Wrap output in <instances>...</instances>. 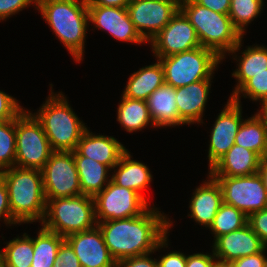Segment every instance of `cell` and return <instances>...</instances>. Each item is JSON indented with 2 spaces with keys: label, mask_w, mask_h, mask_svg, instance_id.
I'll list each match as a JSON object with an SVG mask.
<instances>
[{
  "label": "cell",
  "mask_w": 267,
  "mask_h": 267,
  "mask_svg": "<svg viewBox=\"0 0 267 267\" xmlns=\"http://www.w3.org/2000/svg\"><path fill=\"white\" fill-rule=\"evenodd\" d=\"M213 244L214 256L225 262L256 254L266 247L248 223L240 229L218 237Z\"/></svg>",
  "instance_id": "cell-17"
},
{
  "label": "cell",
  "mask_w": 267,
  "mask_h": 267,
  "mask_svg": "<svg viewBox=\"0 0 267 267\" xmlns=\"http://www.w3.org/2000/svg\"><path fill=\"white\" fill-rule=\"evenodd\" d=\"M157 209L154 206L139 216L97 223L115 261L168 247L167 234L172 222Z\"/></svg>",
  "instance_id": "cell-1"
},
{
  "label": "cell",
  "mask_w": 267,
  "mask_h": 267,
  "mask_svg": "<svg viewBox=\"0 0 267 267\" xmlns=\"http://www.w3.org/2000/svg\"><path fill=\"white\" fill-rule=\"evenodd\" d=\"M235 144L254 151L262 159L267 156V131L256 114L243 120L235 137Z\"/></svg>",
  "instance_id": "cell-28"
},
{
  "label": "cell",
  "mask_w": 267,
  "mask_h": 267,
  "mask_svg": "<svg viewBox=\"0 0 267 267\" xmlns=\"http://www.w3.org/2000/svg\"><path fill=\"white\" fill-rule=\"evenodd\" d=\"M197 4L221 14H229L231 0H194Z\"/></svg>",
  "instance_id": "cell-44"
},
{
  "label": "cell",
  "mask_w": 267,
  "mask_h": 267,
  "mask_svg": "<svg viewBox=\"0 0 267 267\" xmlns=\"http://www.w3.org/2000/svg\"><path fill=\"white\" fill-rule=\"evenodd\" d=\"M35 8L74 60L81 62L89 27L87 0H37Z\"/></svg>",
  "instance_id": "cell-2"
},
{
  "label": "cell",
  "mask_w": 267,
  "mask_h": 267,
  "mask_svg": "<svg viewBox=\"0 0 267 267\" xmlns=\"http://www.w3.org/2000/svg\"><path fill=\"white\" fill-rule=\"evenodd\" d=\"M23 110L18 100L0 90V120L15 119Z\"/></svg>",
  "instance_id": "cell-35"
},
{
  "label": "cell",
  "mask_w": 267,
  "mask_h": 267,
  "mask_svg": "<svg viewBox=\"0 0 267 267\" xmlns=\"http://www.w3.org/2000/svg\"><path fill=\"white\" fill-rule=\"evenodd\" d=\"M248 217L234 206L222 203L209 229L214 234V240L232 231L244 227Z\"/></svg>",
  "instance_id": "cell-30"
},
{
  "label": "cell",
  "mask_w": 267,
  "mask_h": 267,
  "mask_svg": "<svg viewBox=\"0 0 267 267\" xmlns=\"http://www.w3.org/2000/svg\"><path fill=\"white\" fill-rule=\"evenodd\" d=\"M210 88L211 80L196 81L184 87L176 88V105L179 117L187 125L203 122V112Z\"/></svg>",
  "instance_id": "cell-20"
},
{
  "label": "cell",
  "mask_w": 267,
  "mask_h": 267,
  "mask_svg": "<svg viewBox=\"0 0 267 267\" xmlns=\"http://www.w3.org/2000/svg\"><path fill=\"white\" fill-rule=\"evenodd\" d=\"M260 103H262V108L256 113V115L261 119L267 131V100Z\"/></svg>",
  "instance_id": "cell-47"
},
{
  "label": "cell",
  "mask_w": 267,
  "mask_h": 267,
  "mask_svg": "<svg viewBox=\"0 0 267 267\" xmlns=\"http://www.w3.org/2000/svg\"><path fill=\"white\" fill-rule=\"evenodd\" d=\"M0 173L7 187L12 217L19 224L42 222L47 200L41 170L13 166Z\"/></svg>",
  "instance_id": "cell-4"
},
{
  "label": "cell",
  "mask_w": 267,
  "mask_h": 267,
  "mask_svg": "<svg viewBox=\"0 0 267 267\" xmlns=\"http://www.w3.org/2000/svg\"><path fill=\"white\" fill-rule=\"evenodd\" d=\"M0 267H5L4 265V254L3 251L0 250Z\"/></svg>",
  "instance_id": "cell-49"
},
{
  "label": "cell",
  "mask_w": 267,
  "mask_h": 267,
  "mask_svg": "<svg viewBox=\"0 0 267 267\" xmlns=\"http://www.w3.org/2000/svg\"><path fill=\"white\" fill-rule=\"evenodd\" d=\"M220 185L223 202L234 206L247 217L267 208V191L259 173L240 176H211Z\"/></svg>",
  "instance_id": "cell-9"
},
{
  "label": "cell",
  "mask_w": 267,
  "mask_h": 267,
  "mask_svg": "<svg viewBox=\"0 0 267 267\" xmlns=\"http://www.w3.org/2000/svg\"><path fill=\"white\" fill-rule=\"evenodd\" d=\"M118 104L117 121L129 133L142 130L147 125L155 126L151 120L145 100L130 99L122 96Z\"/></svg>",
  "instance_id": "cell-26"
},
{
  "label": "cell",
  "mask_w": 267,
  "mask_h": 267,
  "mask_svg": "<svg viewBox=\"0 0 267 267\" xmlns=\"http://www.w3.org/2000/svg\"><path fill=\"white\" fill-rule=\"evenodd\" d=\"M93 199L97 223L139 216L150 208L147 200L140 194L132 189L120 187L112 181Z\"/></svg>",
  "instance_id": "cell-10"
},
{
  "label": "cell",
  "mask_w": 267,
  "mask_h": 267,
  "mask_svg": "<svg viewBox=\"0 0 267 267\" xmlns=\"http://www.w3.org/2000/svg\"><path fill=\"white\" fill-rule=\"evenodd\" d=\"M51 93L37 113L39 121L53 151H74L87 127L69 106L66 97Z\"/></svg>",
  "instance_id": "cell-5"
},
{
  "label": "cell",
  "mask_w": 267,
  "mask_h": 267,
  "mask_svg": "<svg viewBox=\"0 0 267 267\" xmlns=\"http://www.w3.org/2000/svg\"><path fill=\"white\" fill-rule=\"evenodd\" d=\"M36 6L37 0H0V20H5L11 15L33 4Z\"/></svg>",
  "instance_id": "cell-38"
},
{
  "label": "cell",
  "mask_w": 267,
  "mask_h": 267,
  "mask_svg": "<svg viewBox=\"0 0 267 267\" xmlns=\"http://www.w3.org/2000/svg\"><path fill=\"white\" fill-rule=\"evenodd\" d=\"M151 120L155 127L186 124L178 113L176 88L164 83L155 89L146 100Z\"/></svg>",
  "instance_id": "cell-22"
},
{
  "label": "cell",
  "mask_w": 267,
  "mask_h": 267,
  "mask_svg": "<svg viewBox=\"0 0 267 267\" xmlns=\"http://www.w3.org/2000/svg\"><path fill=\"white\" fill-rule=\"evenodd\" d=\"M214 267H233V265L231 262H225L217 259Z\"/></svg>",
  "instance_id": "cell-48"
},
{
  "label": "cell",
  "mask_w": 267,
  "mask_h": 267,
  "mask_svg": "<svg viewBox=\"0 0 267 267\" xmlns=\"http://www.w3.org/2000/svg\"><path fill=\"white\" fill-rule=\"evenodd\" d=\"M258 173L261 175L267 191V156L261 160Z\"/></svg>",
  "instance_id": "cell-46"
},
{
  "label": "cell",
  "mask_w": 267,
  "mask_h": 267,
  "mask_svg": "<svg viewBox=\"0 0 267 267\" xmlns=\"http://www.w3.org/2000/svg\"><path fill=\"white\" fill-rule=\"evenodd\" d=\"M73 157L82 194L94 197L111 181V179H108L110 177L108 176L110 168L89 157L81 156L76 150L73 151Z\"/></svg>",
  "instance_id": "cell-24"
},
{
  "label": "cell",
  "mask_w": 267,
  "mask_h": 267,
  "mask_svg": "<svg viewBox=\"0 0 267 267\" xmlns=\"http://www.w3.org/2000/svg\"><path fill=\"white\" fill-rule=\"evenodd\" d=\"M81 156L89 157L113 170L126 147L113 136L96 135L86 129L75 149Z\"/></svg>",
  "instance_id": "cell-18"
},
{
  "label": "cell",
  "mask_w": 267,
  "mask_h": 267,
  "mask_svg": "<svg viewBox=\"0 0 267 267\" xmlns=\"http://www.w3.org/2000/svg\"><path fill=\"white\" fill-rule=\"evenodd\" d=\"M3 250L5 267H31L33 260V238L26 233L15 237Z\"/></svg>",
  "instance_id": "cell-31"
},
{
  "label": "cell",
  "mask_w": 267,
  "mask_h": 267,
  "mask_svg": "<svg viewBox=\"0 0 267 267\" xmlns=\"http://www.w3.org/2000/svg\"><path fill=\"white\" fill-rule=\"evenodd\" d=\"M266 250L267 247H265L261 252L241 257L232 261L231 263L233 267H264V263L266 261Z\"/></svg>",
  "instance_id": "cell-41"
},
{
  "label": "cell",
  "mask_w": 267,
  "mask_h": 267,
  "mask_svg": "<svg viewBox=\"0 0 267 267\" xmlns=\"http://www.w3.org/2000/svg\"><path fill=\"white\" fill-rule=\"evenodd\" d=\"M41 172L46 199L82 194L73 151H53Z\"/></svg>",
  "instance_id": "cell-11"
},
{
  "label": "cell",
  "mask_w": 267,
  "mask_h": 267,
  "mask_svg": "<svg viewBox=\"0 0 267 267\" xmlns=\"http://www.w3.org/2000/svg\"><path fill=\"white\" fill-rule=\"evenodd\" d=\"M180 10L195 28L202 47L214 51L221 59L226 53L233 55L240 50L243 35L228 14L210 10L194 0H180Z\"/></svg>",
  "instance_id": "cell-3"
},
{
  "label": "cell",
  "mask_w": 267,
  "mask_h": 267,
  "mask_svg": "<svg viewBox=\"0 0 267 267\" xmlns=\"http://www.w3.org/2000/svg\"><path fill=\"white\" fill-rule=\"evenodd\" d=\"M15 119L0 120V171L15 166Z\"/></svg>",
  "instance_id": "cell-33"
},
{
  "label": "cell",
  "mask_w": 267,
  "mask_h": 267,
  "mask_svg": "<svg viewBox=\"0 0 267 267\" xmlns=\"http://www.w3.org/2000/svg\"><path fill=\"white\" fill-rule=\"evenodd\" d=\"M157 59L163 67L165 83L174 88L213 79L217 65L223 60L214 51L202 46Z\"/></svg>",
  "instance_id": "cell-7"
},
{
  "label": "cell",
  "mask_w": 267,
  "mask_h": 267,
  "mask_svg": "<svg viewBox=\"0 0 267 267\" xmlns=\"http://www.w3.org/2000/svg\"><path fill=\"white\" fill-rule=\"evenodd\" d=\"M151 253L116 261L115 267H158L157 259L149 257Z\"/></svg>",
  "instance_id": "cell-40"
},
{
  "label": "cell",
  "mask_w": 267,
  "mask_h": 267,
  "mask_svg": "<svg viewBox=\"0 0 267 267\" xmlns=\"http://www.w3.org/2000/svg\"><path fill=\"white\" fill-rule=\"evenodd\" d=\"M165 83L161 62L142 67L130 75L122 96L130 99L147 100L149 95Z\"/></svg>",
  "instance_id": "cell-25"
},
{
  "label": "cell",
  "mask_w": 267,
  "mask_h": 267,
  "mask_svg": "<svg viewBox=\"0 0 267 267\" xmlns=\"http://www.w3.org/2000/svg\"><path fill=\"white\" fill-rule=\"evenodd\" d=\"M243 94L244 98H251L252 101L267 100V73L255 74L248 79L230 98L240 103L239 95Z\"/></svg>",
  "instance_id": "cell-34"
},
{
  "label": "cell",
  "mask_w": 267,
  "mask_h": 267,
  "mask_svg": "<svg viewBox=\"0 0 267 267\" xmlns=\"http://www.w3.org/2000/svg\"><path fill=\"white\" fill-rule=\"evenodd\" d=\"M241 104L230 97L219 113L210 135L209 169L235 144V137L243 122Z\"/></svg>",
  "instance_id": "cell-14"
},
{
  "label": "cell",
  "mask_w": 267,
  "mask_h": 267,
  "mask_svg": "<svg viewBox=\"0 0 267 267\" xmlns=\"http://www.w3.org/2000/svg\"><path fill=\"white\" fill-rule=\"evenodd\" d=\"M131 0H87L88 6L127 7Z\"/></svg>",
  "instance_id": "cell-45"
},
{
  "label": "cell",
  "mask_w": 267,
  "mask_h": 267,
  "mask_svg": "<svg viewBox=\"0 0 267 267\" xmlns=\"http://www.w3.org/2000/svg\"><path fill=\"white\" fill-rule=\"evenodd\" d=\"M46 200V211L41 222L43 228L66 238L97 226L92 196L80 194Z\"/></svg>",
  "instance_id": "cell-6"
},
{
  "label": "cell",
  "mask_w": 267,
  "mask_h": 267,
  "mask_svg": "<svg viewBox=\"0 0 267 267\" xmlns=\"http://www.w3.org/2000/svg\"><path fill=\"white\" fill-rule=\"evenodd\" d=\"M262 158L234 144L209 170V176L240 177L258 173Z\"/></svg>",
  "instance_id": "cell-19"
},
{
  "label": "cell",
  "mask_w": 267,
  "mask_h": 267,
  "mask_svg": "<svg viewBox=\"0 0 267 267\" xmlns=\"http://www.w3.org/2000/svg\"><path fill=\"white\" fill-rule=\"evenodd\" d=\"M15 166L41 170L53 150L39 121L33 113L23 110L15 118Z\"/></svg>",
  "instance_id": "cell-8"
},
{
  "label": "cell",
  "mask_w": 267,
  "mask_h": 267,
  "mask_svg": "<svg viewBox=\"0 0 267 267\" xmlns=\"http://www.w3.org/2000/svg\"><path fill=\"white\" fill-rule=\"evenodd\" d=\"M0 218L4 219L6 225L19 224L12 217L7 187L1 173H0Z\"/></svg>",
  "instance_id": "cell-39"
},
{
  "label": "cell",
  "mask_w": 267,
  "mask_h": 267,
  "mask_svg": "<svg viewBox=\"0 0 267 267\" xmlns=\"http://www.w3.org/2000/svg\"><path fill=\"white\" fill-rule=\"evenodd\" d=\"M239 57L238 69H236L232 76H234L238 83L232 91L231 96L251 77L255 74L267 73V48L264 46H248L246 50L241 52Z\"/></svg>",
  "instance_id": "cell-27"
},
{
  "label": "cell",
  "mask_w": 267,
  "mask_h": 267,
  "mask_svg": "<svg viewBox=\"0 0 267 267\" xmlns=\"http://www.w3.org/2000/svg\"><path fill=\"white\" fill-rule=\"evenodd\" d=\"M53 267H82L70 244L64 240L58 248Z\"/></svg>",
  "instance_id": "cell-36"
},
{
  "label": "cell",
  "mask_w": 267,
  "mask_h": 267,
  "mask_svg": "<svg viewBox=\"0 0 267 267\" xmlns=\"http://www.w3.org/2000/svg\"><path fill=\"white\" fill-rule=\"evenodd\" d=\"M82 267H115L116 261L107 248L98 226L65 238Z\"/></svg>",
  "instance_id": "cell-16"
},
{
  "label": "cell",
  "mask_w": 267,
  "mask_h": 267,
  "mask_svg": "<svg viewBox=\"0 0 267 267\" xmlns=\"http://www.w3.org/2000/svg\"><path fill=\"white\" fill-rule=\"evenodd\" d=\"M263 5V0H231L228 15L242 35H244L245 26L261 14Z\"/></svg>",
  "instance_id": "cell-32"
},
{
  "label": "cell",
  "mask_w": 267,
  "mask_h": 267,
  "mask_svg": "<svg viewBox=\"0 0 267 267\" xmlns=\"http://www.w3.org/2000/svg\"><path fill=\"white\" fill-rule=\"evenodd\" d=\"M156 58L171 56L201 46L195 28L179 9L169 23L151 39Z\"/></svg>",
  "instance_id": "cell-13"
},
{
  "label": "cell",
  "mask_w": 267,
  "mask_h": 267,
  "mask_svg": "<svg viewBox=\"0 0 267 267\" xmlns=\"http://www.w3.org/2000/svg\"><path fill=\"white\" fill-rule=\"evenodd\" d=\"M180 9V0H131L127 10L140 36L151 41Z\"/></svg>",
  "instance_id": "cell-12"
},
{
  "label": "cell",
  "mask_w": 267,
  "mask_h": 267,
  "mask_svg": "<svg viewBox=\"0 0 267 267\" xmlns=\"http://www.w3.org/2000/svg\"><path fill=\"white\" fill-rule=\"evenodd\" d=\"M131 157L127 150L114 166L113 170L117 169H115L110 179L120 187L134 190L146 200L142 192L150 185L152 175L147 165L132 160Z\"/></svg>",
  "instance_id": "cell-23"
},
{
  "label": "cell",
  "mask_w": 267,
  "mask_h": 267,
  "mask_svg": "<svg viewBox=\"0 0 267 267\" xmlns=\"http://www.w3.org/2000/svg\"><path fill=\"white\" fill-rule=\"evenodd\" d=\"M37 235V238H33L34 255L31 267H53L58 248L65 238L43 227Z\"/></svg>",
  "instance_id": "cell-29"
},
{
  "label": "cell",
  "mask_w": 267,
  "mask_h": 267,
  "mask_svg": "<svg viewBox=\"0 0 267 267\" xmlns=\"http://www.w3.org/2000/svg\"><path fill=\"white\" fill-rule=\"evenodd\" d=\"M264 267H267V258H266V261L264 263Z\"/></svg>",
  "instance_id": "cell-50"
},
{
  "label": "cell",
  "mask_w": 267,
  "mask_h": 267,
  "mask_svg": "<svg viewBox=\"0 0 267 267\" xmlns=\"http://www.w3.org/2000/svg\"><path fill=\"white\" fill-rule=\"evenodd\" d=\"M216 257L212 254L194 253L187 256L186 267H214Z\"/></svg>",
  "instance_id": "cell-42"
},
{
  "label": "cell",
  "mask_w": 267,
  "mask_h": 267,
  "mask_svg": "<svg viewBox=\"0 0 267 267\" xmlns=\"http://www.w3.org/2000/svg\"><path fill=\"white\" fill-rule=\"evenodd\" d=\"M198 186L193 192L190 201V212L188 216L196 221V223L208 227L212 224L221 204L223 203L222 191L219 183L211 176Z\"/></svg>",
  "instance_id": "cell-21"
},
{
  "label": "cell",
  "mask_w": 267,
  "mask_h": 267,
  "mask_svg": "<svg viewBox=\"0 0 267 267\" xmlns=\"http://www.w3.org/2000/svg\"><path fill=\"white\" fill-rule=\"evenodd\" d=\"M247 223L267 247V208L250 214Z\"/></svg>",
  "instance_id": "cell-37"
},
{
  "label": "cell",
  "mask_w": 267,
  "mask_h": 267,
  "mask_svg": "<svg viewBox=\"0 0 267 267\" xmlns=\"http://www.w3.org/2000/svg\"><path fill=\"white\" fill-rule=\"evenodd\" d=\"M88 16L95 28L106 30L117 40L136 44L146 42L131 21L127 7L88 6Z\"/></svg>",
  "instance_id": "cell-15"
},
{
  "label": "cell",
  "mask_w": 267,
  "mask_h": 267,
  "mask_svg": "<svg viewBox=\"0 0 267 267\" xmlns=\"http://www.w3.org/2000/svg\"><path fill=\"white\" fill-rule=\"evenodd\" d=\"M157 261L158 267H186L187 256L180 251H173L161 256Z\"/></svg>",
  "instance_id": "cell-43"
}]
</instances>
